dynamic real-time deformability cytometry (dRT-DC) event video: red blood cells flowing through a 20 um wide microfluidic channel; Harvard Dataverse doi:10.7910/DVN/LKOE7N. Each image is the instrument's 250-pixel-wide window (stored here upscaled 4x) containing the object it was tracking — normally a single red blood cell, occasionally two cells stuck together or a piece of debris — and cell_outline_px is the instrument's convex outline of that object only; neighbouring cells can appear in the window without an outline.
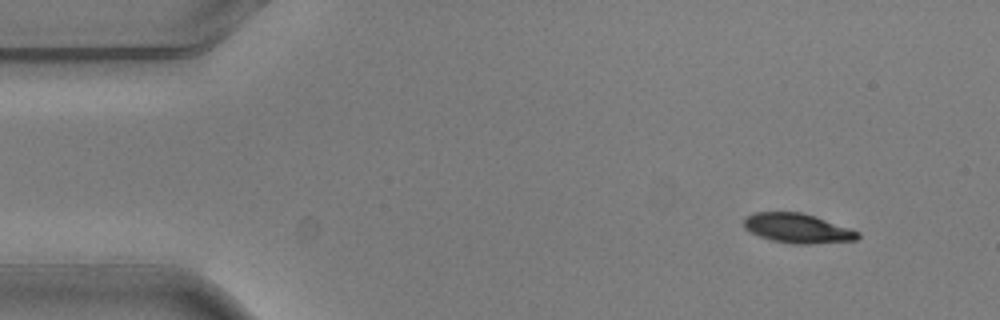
{"species": "common noctule bat (a hibernating species)", "species_latin": "Nyctalus noctula", "temperature_condition": "warm", "stored_images_in_passage": 2, "segment_of_instrument_passage": [2, 2], "camera_frame_rate_fps": 3000, "um_per_image_px": 0.085, "animal": {"sex": "male", "body_mass_g": 20.5, "forearm_length_mm": 52.5}, "frame": {"image": 1, "passage_image": 2, "time_ms": 0.333, "image_size_px": [1000, 320], "cell_outline_px": [[860, 236], [856, 240], [812, 244], [792, 244], [772, 240], [760, 236], [744, 228], [744, 216], [756, 212], [800, 212], [816, 216], [852, 228], [860, 232]], "centroid_in_image_um": [67.83, 19.4], "position_along_channel_um": 17.2, "area_um2": 19.77}}